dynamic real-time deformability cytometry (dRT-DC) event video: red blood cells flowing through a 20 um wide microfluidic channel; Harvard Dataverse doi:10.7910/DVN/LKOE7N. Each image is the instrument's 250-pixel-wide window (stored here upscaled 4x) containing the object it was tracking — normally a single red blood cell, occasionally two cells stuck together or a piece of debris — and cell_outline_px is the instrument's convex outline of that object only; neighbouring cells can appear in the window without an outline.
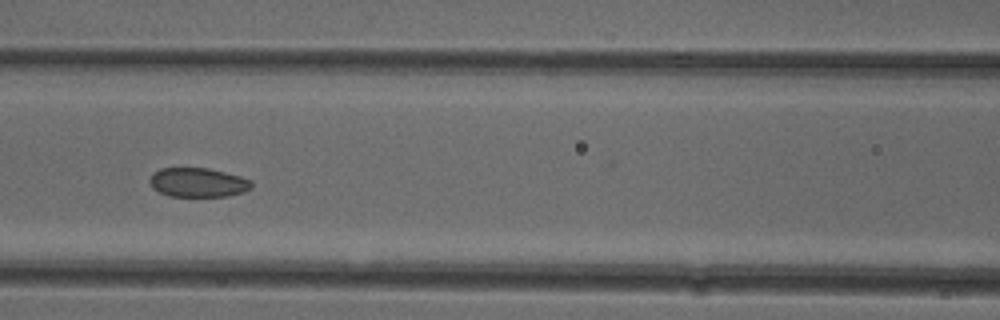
{"species": "common noctule bat (a hibernating species)", "species_latin": "Nyctalus noctula", "temperature_condition": "cold", "stored_images_in_passage": 14, "camera_frame_rate_fps": 3000, "um_per_image_px": 0.085, "animal": {"sex": "female"}, "frame": {"image": 1, "passage_image": 12, "time_ms": 3.667, "image_size_px": [1000, 320], "cell_outline_px": [[252, 188], [244, 192], [228, 196], [168, 196], [152, 188], [148, 180], [152, 172], [160, 168], [208, 168], [240, 176], [252, 180]], "centroid_in_image_um": [16.81, 15.51], "position_along_channel_um": 149.8, "area_um2": 17.51}}